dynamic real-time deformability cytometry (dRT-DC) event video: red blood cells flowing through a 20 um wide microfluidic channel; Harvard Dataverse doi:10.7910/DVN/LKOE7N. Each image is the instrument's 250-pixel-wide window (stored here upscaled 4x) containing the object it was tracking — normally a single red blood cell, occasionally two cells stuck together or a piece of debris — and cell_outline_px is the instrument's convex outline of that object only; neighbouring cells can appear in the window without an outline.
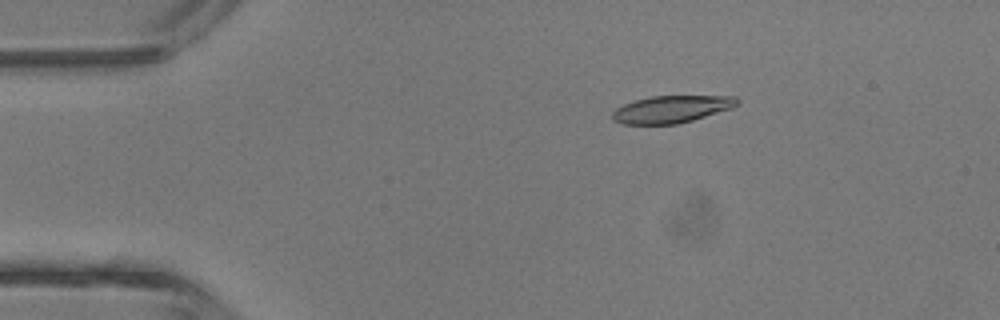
{"species": "common noctule bat (a hibernating species)", "species_latin": "Nyctalus noctula", "temperature_condition": "room temperature", "stored_images_in_passage": 4, "camera_frame_rate_fps": 3000, "um_per_image_px": 0.085, "animal": {"sex": "male", "body_mass_g": 13.3}, "frame": {"image": 1, "passage_image": 2, "time_ms": 2.333, "image_size_px": [1000, 320], "cell_outline_px": [[740, 104], [732, 108], [692, 120], [676, 124], [620, 124], [612, 120], [612, 112], [616, 108], [624, 104], [648, 96], [736, 96], [740, 100]], "centroid_in_image_um": [57.08, 9.28], "position_along_channel_um": 27.9, "area_um2": 19.88}}
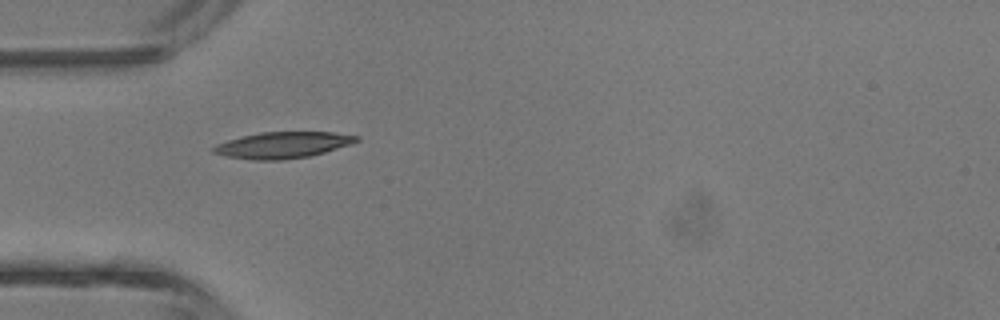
{"frame": {"image": 2, "passage_image": 4, "time_ms": 4.333, "image_size_px": [1000, 320], "cell_outline_px": [[360, 140], [324, 152], [308, 156], [284, 160], [252, 160], [224, 156], [212, 152], [212, 148], [216, 144], [228, 140], [260, 132], [332, 132], [360, 136]], "centroid_in_image_um": [24.0, 12.33], "position_along_channel_um": 61.0, "area_um2": 21.73}}